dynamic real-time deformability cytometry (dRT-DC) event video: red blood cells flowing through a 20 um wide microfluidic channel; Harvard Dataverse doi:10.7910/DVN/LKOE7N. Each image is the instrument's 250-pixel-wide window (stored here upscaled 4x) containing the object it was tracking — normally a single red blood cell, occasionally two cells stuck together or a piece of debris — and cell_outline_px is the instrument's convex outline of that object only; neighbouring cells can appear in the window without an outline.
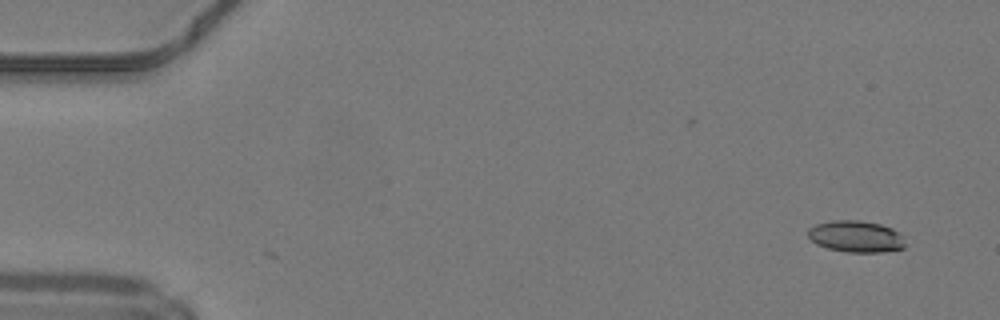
{"species": "common noctule bat (a hibernating species)", "species_latin": "Nyctalus noctula", "temperature_condition": "warm", "stored_images_in_passage": 47, "camera_frame_rate_fps": 3000, "um_per_image_px": 0.085, "animal": {"sex": "male", "body_mass_g": 19.2, "forearm_length_mm": 51.8}, "frame": {"image": 1, "passage_image": 1, "time_ms": 0.0, "image_size_px": [1000, 320], "cell_outline_px": [[904, 248], [880, 252], [848, 252], [828, 248], [816, 244], [808, 236], [808, 228], [816, 224], [832, 220], [860, 220], [880, 224], [892, 228], [900, 232], [904, 244]], "centroid_in_image_um": [72.74, 20.09], "position_along_channel_um": 12.3, "area_um2": 17.86}}
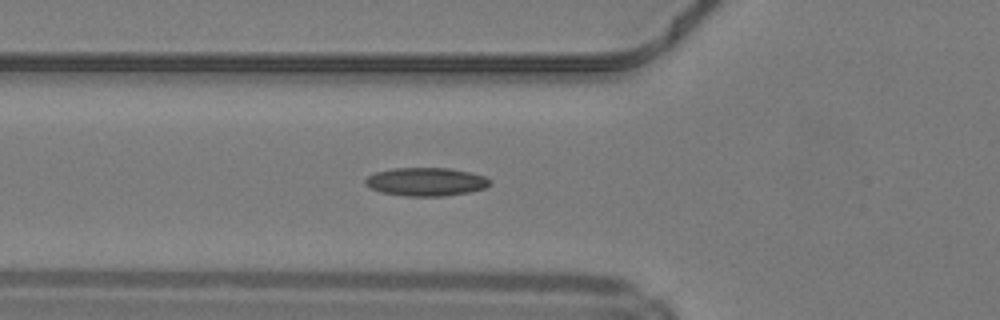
{"frame": {"image": 2, "passage_image": 16, "time_ms": 5.0, "image_size_px": [1000, 320], "cell_outline_px": [[492, 184], [484, 188], [468, 192], [440, 196], [404, 196], [380, 192], [364, 184], [364, 180], [368, 176], [376, 172], [392, 168], [448, 168], [468, 172], [484, 176]], "centroid_in_image_um": [36.17, 15.45], "position_along_channel_um": 89.6, "area_um2": 20.4}}
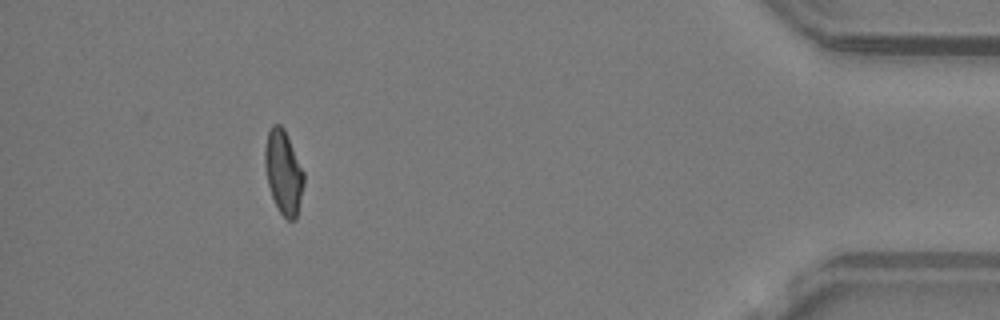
{"frame": {"image": 3, "passage_image": 43, "time_ms": 14.0, "image_size_px": [1000, 320], "cell_outline_px": [[304, 184], [296, 220], [288, 220], [280, 212], [272, 196], [268, 184], [264, 164], [264, 148], [268, 132], [272, 124], [280, 124], [284, 128], [288, 136], [304, 172]], "centroid_in_image_um": [24.09, 14.62], "position_along_channel_um": 411.1, "area_um2": 19.02}, "authors_computed_cell_mechanics": {"area_um2": 18.9584, "velocity_mm_per_s": 4.2221, "shape_relaxation_time_tau1_ms": null, "shape_relaxation_time_tau2_ms": 2.6116, "deformation_change_tau1": null, "deformation_change_tau2": 0.0817}}